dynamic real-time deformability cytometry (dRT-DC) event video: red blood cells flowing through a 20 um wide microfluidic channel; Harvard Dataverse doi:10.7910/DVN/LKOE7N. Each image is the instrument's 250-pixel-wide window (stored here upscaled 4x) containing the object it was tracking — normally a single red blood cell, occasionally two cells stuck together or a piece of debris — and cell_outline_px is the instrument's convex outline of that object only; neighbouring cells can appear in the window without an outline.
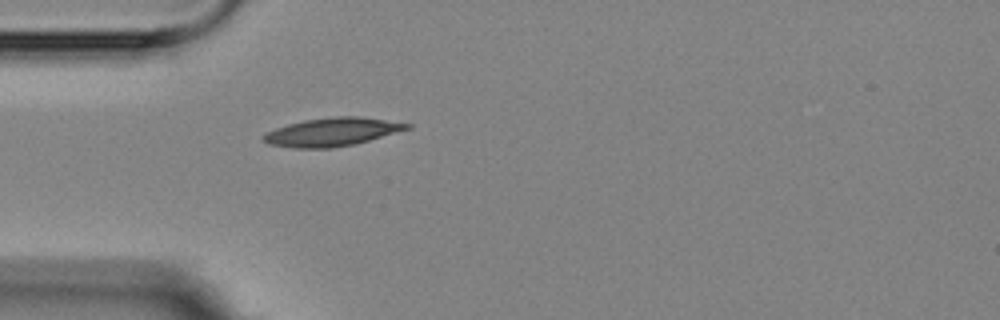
{"species": "Egyptian fruit bat (a non-hibernating species)", "species_latin": "Rousettus aegyptiacus", "temperature_condition": "room temperature", "stored_images_in_passage": 1, "camera_frame_rate_fps": 3000, "um_per_image_px": 0.085, "animal": {"sex": "female"}, "frame": {"image": 1, "passage_image": 1, "time_ms": 0.0, "image_size_px": [1000, 320], "cell_outline_px": [[412, 128], [368, 140], [352, 144], [332, 148], [292, 148], [268, 144], [260, 140], [260, 136], [264, 132], [288, 124], [304, 120], [332, 116], [360, 116], [412, 124]], "centroid_in_image_um": [28.16, 11.21], "position_along_channel_um": 56.8, "area_um2": 23.81}}